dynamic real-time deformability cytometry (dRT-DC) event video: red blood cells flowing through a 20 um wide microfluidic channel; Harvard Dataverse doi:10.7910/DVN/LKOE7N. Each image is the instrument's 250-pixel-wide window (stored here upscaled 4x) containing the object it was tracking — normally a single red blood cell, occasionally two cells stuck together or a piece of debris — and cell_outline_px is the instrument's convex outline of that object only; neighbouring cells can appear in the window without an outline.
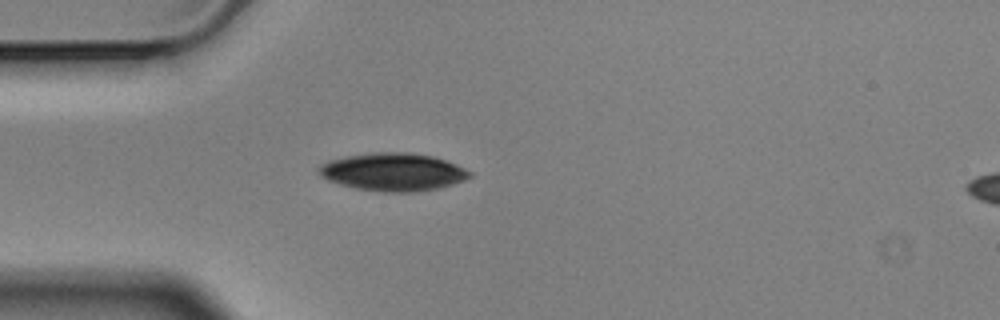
{"species": "Egyptian fruit bat (a non-hibernating species)", "species_latin": "Rousettus aegyptiacus", "temperature_condition": "cold", "stored_images_in_passage": 1, "camera_frame_rate_fps": 3000, "um_per_image_px": 0.085, "animal": {"sex": "male"}, "frame": {"image": 1, "passage_image": 1, "time_ms": 0.0, "image_size_px": [1000, 320], "cell_outline_px": [[472, 176], [464, 180], [440, 188], [412, 192], [384, 192], [356, 188], [340, 184], [328, 180], [320, 176], [316, 172], [316, 168], [320, 164], [328, 160], [344, 156], [372, 152], [408, 152], [432, 156], [456, 164], [472, 172]], "centroid_in_image_um": [33.36, 14.61], "position_along_channel_um": 51.6, "area_um2": 33.52}}